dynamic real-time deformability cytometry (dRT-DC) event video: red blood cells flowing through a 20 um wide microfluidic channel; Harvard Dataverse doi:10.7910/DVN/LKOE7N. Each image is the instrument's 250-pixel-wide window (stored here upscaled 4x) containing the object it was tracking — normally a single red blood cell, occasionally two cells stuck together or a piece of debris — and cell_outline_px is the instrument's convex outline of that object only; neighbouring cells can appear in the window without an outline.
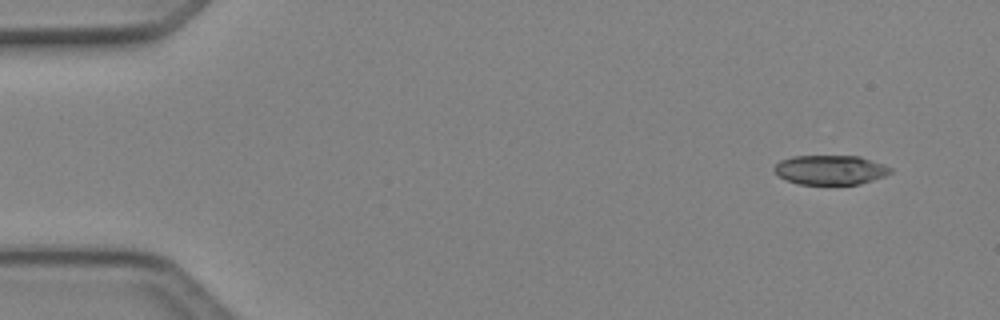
{"species": "Egyptian fruit bat (a non-hibernating species)", "species_latin": "Rousettus aegyptiacus", "temperature_condition": "cold", "stored_images_in_passage": 3, "camera_frame_rate_fps": 3000, "um_per_image_px": 0.085, "animal": {"sex": "female"}, "frame": {"image": 1, "passage_image": 1, "time_ms": 0.0, "image_size_px": [1000, 320], "cell_outline_px": [[892, 172], [884, 176], [860, 184], [800, 184], [788, 180], [780, 176], [772, 168], [780, 160], [792, 156], [860, 156], [884, 164], [892, 168]], "centroid_in_image_um": [70.6, 14.43], "position_along_channel_um": 14.4, "area_um2": 19.88}}